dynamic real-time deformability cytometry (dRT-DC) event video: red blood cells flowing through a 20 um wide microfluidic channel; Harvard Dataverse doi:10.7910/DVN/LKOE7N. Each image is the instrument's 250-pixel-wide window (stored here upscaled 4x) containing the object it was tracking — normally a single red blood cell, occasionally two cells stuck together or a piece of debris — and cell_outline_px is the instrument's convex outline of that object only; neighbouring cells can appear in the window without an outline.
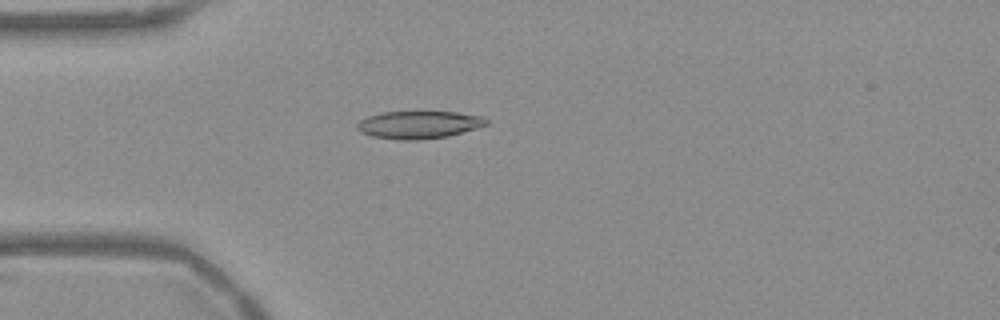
{"species": "Egyptian fruit bat (a non-hibernating species)", "species_latin": "Rousettus aegyptiacus", "temperature_condition": "warm", "stored_images_in_passage": 54, "camera_frame_rate_fps": 3000, "um_per_image_px": 0.085, "frame": {"image": 1, "passage_image": 15, "time_ms": 4.667, "image_size_px": [1000, 320], "cell_outline_px": [[488, 124], [476, 128], [448, 136], [420, 140], [404, 140], [372, 136], [360, 132], [356, 128], [356, 124], [360, 120], [368, 116], [384, 112], [456, 112], [484, 116], [488, 120]], "centroid_in_image_um": [35.61, 10.6], "position_along_channel_um": 49.4, "area_um2": 20.75}}
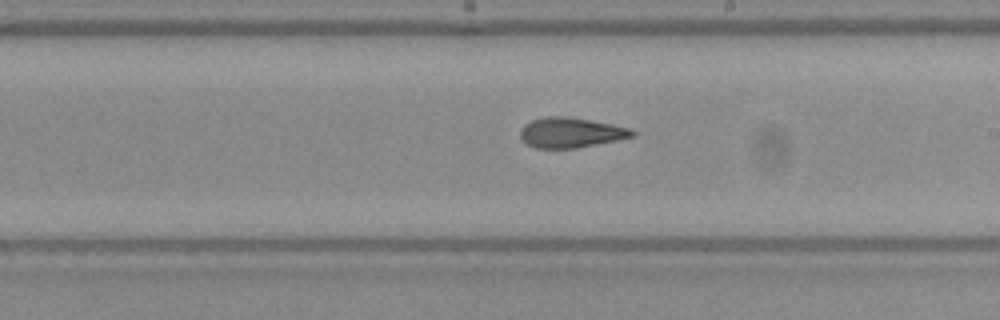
{"frame": {"image": 2, "passage_image": 31, "time_ms": 10.0, "image_size_px": [1000, 320], "cell_outline_px": [[636, 136], [576, 148], [536, 148], [528, 144], [520, 136], [520, 128], [524, 124], [532, 120], [544, 116], [568, 116], [612, 124], [632, 128], [636, 132]], "centroid_in_image_um": [48.53, 11.26], "position_along_channel_um": 240.5, "area_um2": 19.71}}
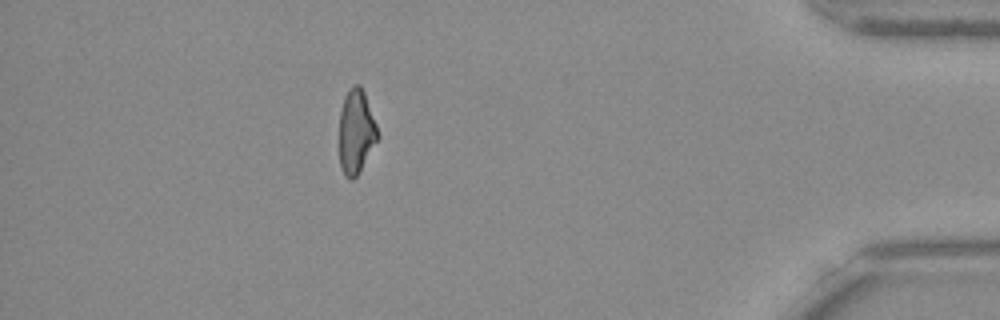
{"frame": {"image": 3, "passage_image": 48, "time_ms": 15.667, "image_size_px": [1000, 320], "cell_outline_px": [[380, 136], [356, 176], [352, 180], [344, 176], [340, 168], [340, 112], [344, 96], [348, 88], [352, 84], [360, 84], [364, 92], [376, 124]], "centroid_in_image_um": [30.26, 11.16], "position_along_channel_um": 404.9, "area_um2": 18.79}, "authors_computed_cell_mechanics": {"area_um2": 20.0855, "velocity_mm_per_s": 3.7831, "shape_relaxation_time_tau1_ms": 5.913, "shape_relaxation_time_tau2_ms": 2.1223, "deformation_change_tau1": 0.1922, "deformation_change_tau2": 0.1022}}